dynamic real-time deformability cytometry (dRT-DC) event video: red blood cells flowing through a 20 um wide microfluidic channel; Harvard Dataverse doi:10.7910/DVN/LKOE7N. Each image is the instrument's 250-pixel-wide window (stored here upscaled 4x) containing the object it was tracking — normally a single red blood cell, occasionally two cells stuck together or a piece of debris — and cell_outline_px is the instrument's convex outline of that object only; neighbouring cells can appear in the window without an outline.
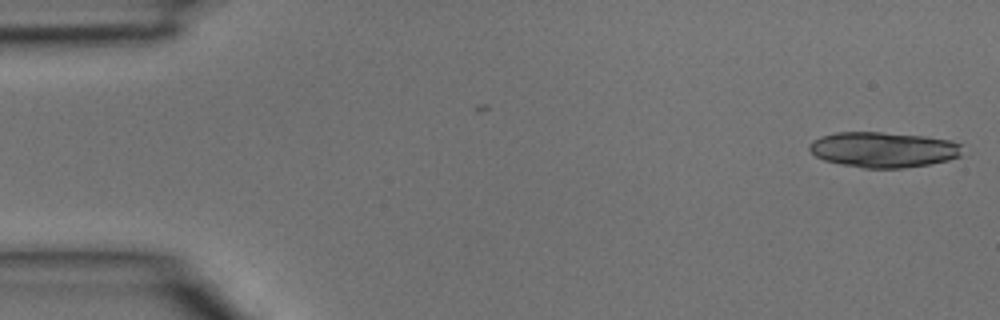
{"species": "common noctule bat (a hibernating species)", "species_latin": "Nyctalus noctula", "temperature_condition": "room temperature", "stored_images_in_passage": 8, "camera_frame_rate_fps": 3000, "um_per_image_px": 0.085, "animal": {"sex": "male", "body_mass_g": 15.6}, "frame": {"image": 1, "passage_image": 1, "time_ms": 0.0, "image_size_px": [1000, 320], "cell_outline_px": [[964, 144], [960, 156], [948, 160], [928, 164], [904, 168], [864, 168], [840, 164], [824, 160], [816, 156], [808, 148], [808, 144], [812, 140], [820, 136], [836, 132], [880, 132], [924, 136], [952, 140]], "centroid_in_image_um": [75.09, 12.71], "position_along_channel_um": 9.9, "area_um2": 31.85}}